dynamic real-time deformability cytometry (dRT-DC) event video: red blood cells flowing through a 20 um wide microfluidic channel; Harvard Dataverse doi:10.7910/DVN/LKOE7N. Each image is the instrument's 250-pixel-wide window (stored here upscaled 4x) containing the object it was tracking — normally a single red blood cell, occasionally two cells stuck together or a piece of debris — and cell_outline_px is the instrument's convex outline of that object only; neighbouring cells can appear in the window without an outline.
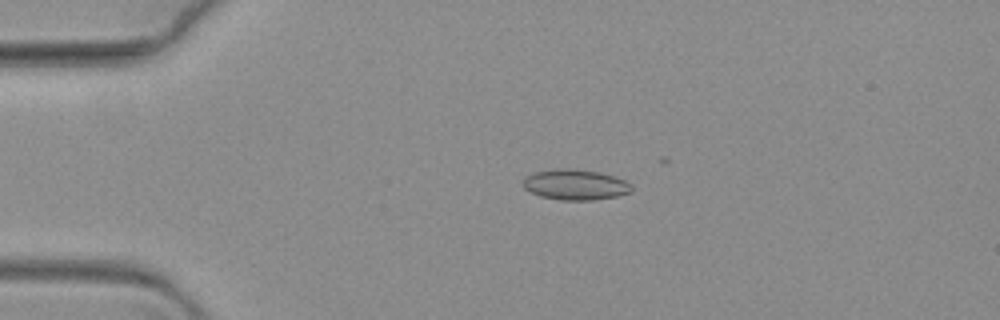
{"species": "common noctule bat (a hibernating species)", "species_latin": "Nyctalus noctula", "temperature_condition": "warm", "stored_images_in_passage": 32, "camera_frame_rate_fps": 3000, "um_per_image_px": 0.085, "animal": {"sex": "female", "body_mass_g": 19.3, "forearm_length_mm": 54.1}, "frame": {"image": 1, "passage_image": 16, "time_ms": 5.0, "image_size_px": [1000, 320], "cell_outline_px": [[632, 192], [616, 196], [592, 200], [560, 200], [540, 196], [524, 188], [524, 176], [532, 172], [560, 168], [564, 168], [600, 172], [624, 180], [632, 188]], "centroid_in_image_um": [48.87, 15.7], "position_along_channel_um": 36.1, "area_um2": 19.13}}
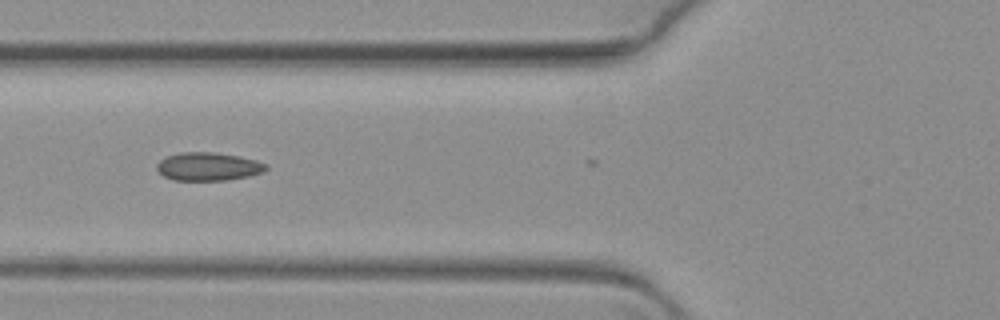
{"frame": {"image": 2, "passage_image": 27, "time_ms": 8.667, "image_size_px": [1000, 320], "cell_outline_px": [[268, 168], [264, 172], [248, 176], [228, 180], [172, 180], [164, 176], [156, 168], [156, 164], [160, 160], [168, 156], [184, 152], [212, 152], [240, 156], [256, 160], [268, 164]], "centroid_in_image_um": [17.73, 14.16], "position_along_channel_um": 108.1, "area_um2": 17.98}}
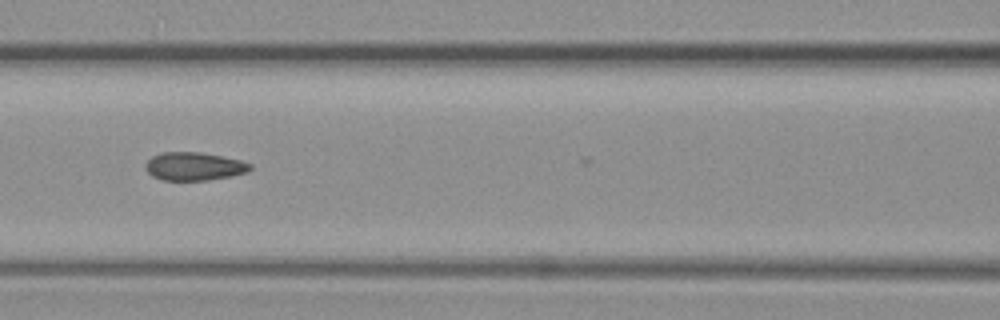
{"frame": {"image": 3, "passage_image": 31, "time_ms": 10.0, "image_size_px": [1000, 320], "cell_outline_px": [[252, 168], [248, 172], [232, 176], [208, 180], [160, 180], [152, 176], [144, 168], [144, 164], [152, 156], [160, 152], [200, 152], [240, 160], [252, 164]], "centroid_in_image_um": [16.48, 14.14], "position_along_channel_um": 150.1, "area_um2": 17.34}}